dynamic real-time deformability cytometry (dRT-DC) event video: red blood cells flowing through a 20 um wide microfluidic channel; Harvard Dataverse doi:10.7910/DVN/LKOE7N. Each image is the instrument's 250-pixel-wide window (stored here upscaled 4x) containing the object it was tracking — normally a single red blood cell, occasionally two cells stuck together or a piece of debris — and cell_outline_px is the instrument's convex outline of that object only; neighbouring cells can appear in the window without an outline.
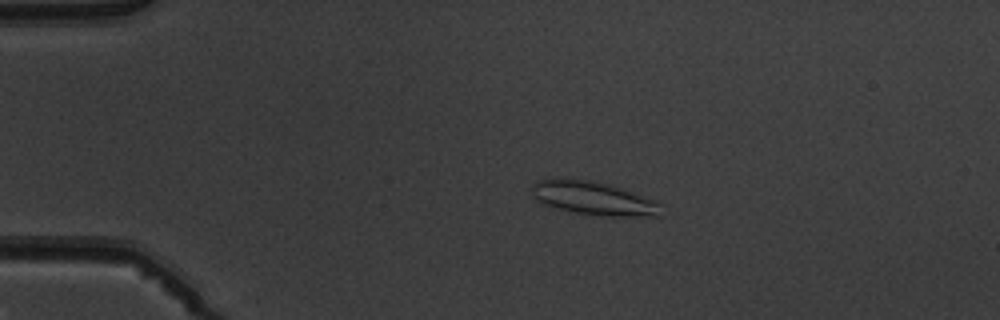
{"species": "common noctule bat (a hibernating species)", "species_latin": "Nyctalus noctula", "temperature_condition": "warm", "stored_images_in_passage": 6, "camera_frame_rate_fps": 3000, "um_per_image_px": 0.085, "animal": {"sex": "male", "body_mass_g": 19.5, "forearm_length_mm": 54.6}, "frame": {"image": 1, "passage_image": 3, "time_ms": 2.333, "image_size_px": [1000, 320], "cell_outline_px": [[660, 216], [600, 216], [576, 212], [544, 204], [532, 196], [532, 184], [536, 180], [588, 180], [608, 184], [652, 200], [660, 204]], "centroid_in_image_um": [50.43, 16.87], "position_along_channel_um": 34.6, "area_um2": 24.28}}
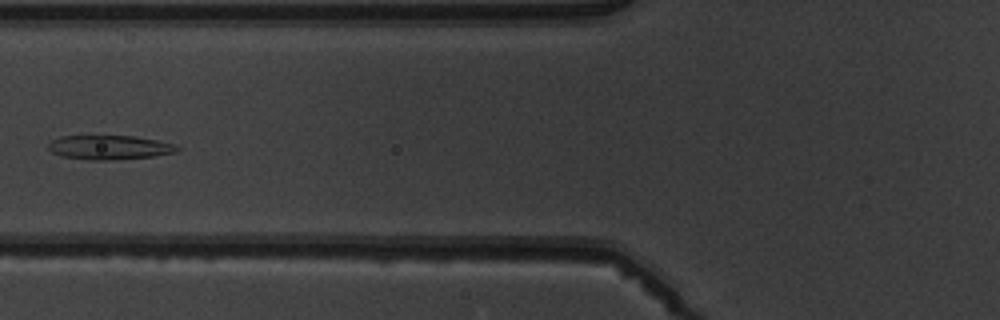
{"frame": {"image": 2, "passage_image": 5, "time_ms": 5.667, "image_size_px": [1000, 320], "cell_outline_px": [[180, 148], [176, 152], [156, 156], [108, 160], [92, 160], [60, 156], [52, 152], [48, 148], [48, 144], [52, 140], [60, 136], [132, 136], [156, 140], [172, 144]], "centroid_in_image_um": [9.27, 12.53], "position_along_channel_um": 116.5, "area_um2": 18.03}}
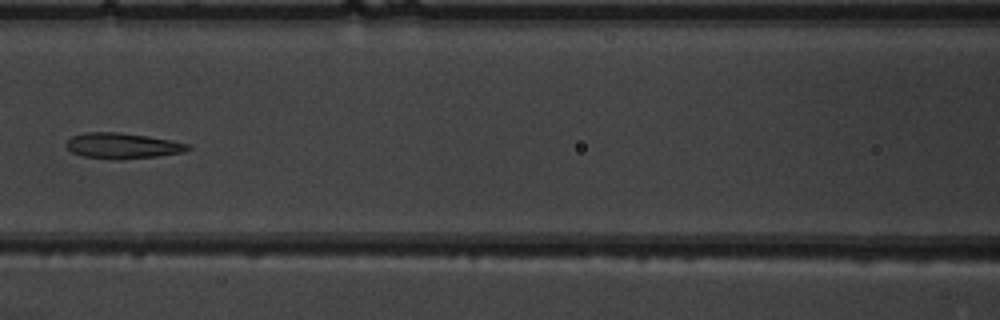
{"frame": {"image": 3, "passage_image": 6, "time_ms": 6.667, "image_size_px": [1000, 320], "cell_outline_px": [[192, 148], [184, 152], [156, 156], [120, 160], [112, 160], [84, 156], [72, 152], [64, 144], [72, 136], [84, 132], [120, 132], [148, 136], [172, 140], [188, 144]], "centroid_in_image_um": [10.41, 12.39], "position_along_channel_um": 156.2, "area_um2": 18.32}}